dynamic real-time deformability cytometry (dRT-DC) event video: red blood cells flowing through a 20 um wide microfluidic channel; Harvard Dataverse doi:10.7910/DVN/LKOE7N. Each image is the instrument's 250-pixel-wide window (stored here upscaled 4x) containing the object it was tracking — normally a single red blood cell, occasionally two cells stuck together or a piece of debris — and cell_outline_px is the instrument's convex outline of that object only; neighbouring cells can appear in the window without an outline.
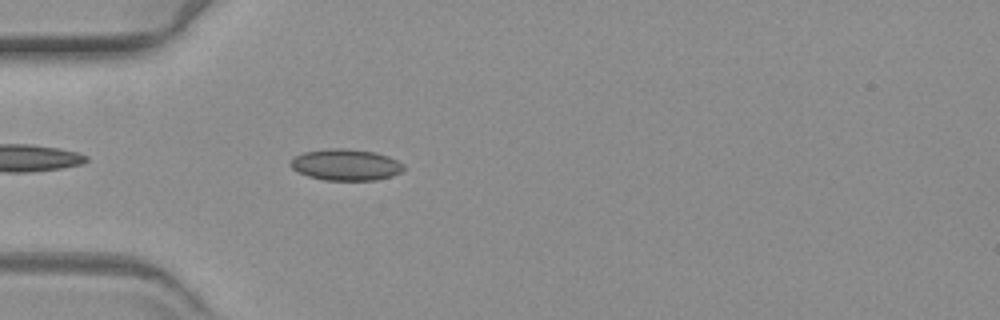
{"species": "common noctule bat (a hibernating species)", "species_latin": "Nyctalus noctula", "temperature_condition": "warm", "stored_images_in_passage": 40, "camera_frame_rate_fps": 3000, "um_per_image_px": 0.085, "animal": {"sex": "female", "body_mass_g": 19.3, "forearm_length_mm": 54.1}, "frame": {"image": 1, "passage_image": 5, "time_ms": 1.333, "image_size_px": [1000, 320], "cell_outline_px": [[404, 168], [400, 172], [392, 176], [376, 180], [324, 180], [308, 176], [292, 168], [288, 164], [296, 156], [304, 152], [332, 148], [344, 148], [376, 152], [388, 156], [404, 164]], "centroid_in_image_um": [29.41, 14.0], "position_along_channel_um": 55.6, "area_um2": 20.58}}
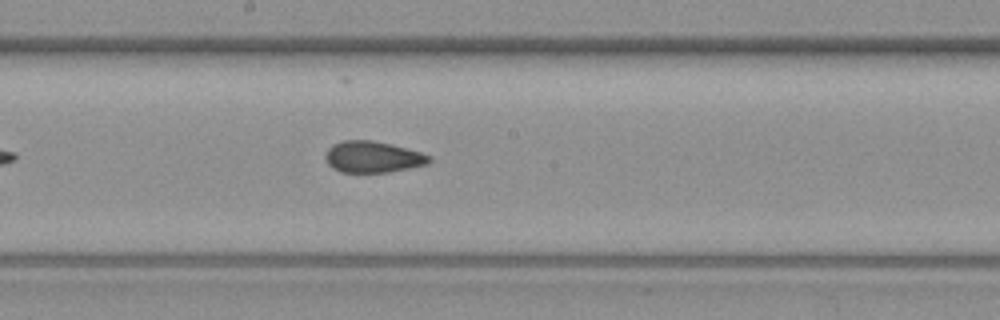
{"frame": {"image": 2, "passage_image": 19, "time_ms": 6.0, "image_size_px": [1000, 320], "cell_outline_px": [[432, 160], [428, 164], [388, 172], [340, 172], [332, 168], [328, 164], [324, 156], [328, 148], [332, 144], [344, 140], [372, 140], [392, 144], [420, 152], [432, 156]], "centroid_in_image_um": [31.68, 13.33], "position_along_channel_um": 216.5, "area_um2": 19.07}}
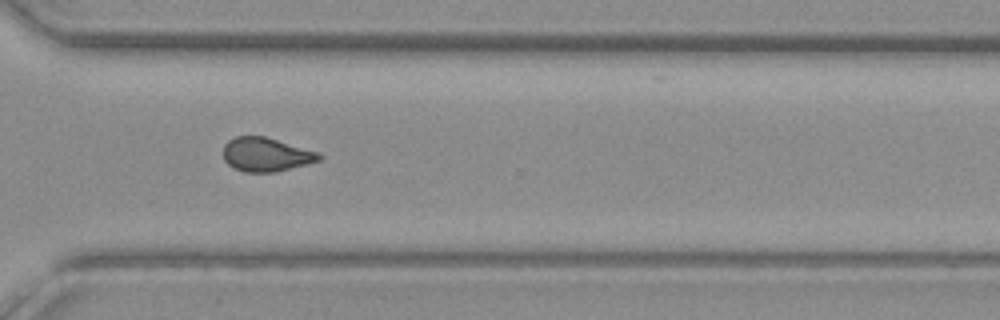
{"frame": {"image": 3, "passage_image": 30, "time_ms": 9.667, "image_size_px": [1000, 320], "cell_outline_px": [[324, 156], [320, 160], [308, 164], [276, 172], [244, 172], [228, 164], [224, 160], [224, 144], [228, 140], [236, 136], [264, 136], [320, 152]], "centroid_in_image_um": [22.65, 13.13], "position_along_channel_um": 348.0, "area_um2": 19.02}}